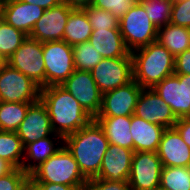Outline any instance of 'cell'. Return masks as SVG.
Here are the masks:
<instances>
[{
  "label": "cell",
  "mask_w": 190,
  "mask_h": 190,
  "mask_svg": "<svg viewBox=\"0 0 190 190\" xmlns=\"http://www.w3.org/2000/svg\"><path fill=\"white\" fill-rule=\"evenodd\" d=\"M40 100L47 108L53 132L63 138L75 133L93 120L61 85L41 88Z\"/></svg>",
  "instance_id": "6da1fadb"
},
{
  "label": "cell",
  "mask_w": 190,
  "mask_h": 190,
  "mask_svg": "<svg viewBox=\"0 0 190 190\" xmlns=\"http://www.w3.org/2000/svg\"><path fill=\"white\" fill-rule=\"evenodd\" d=\"M63 144L87 179L95 178L99 174L109 142L95 119L75 133L65 136Z\"/></svg>",
  "instance_id": "7a4b0ae2"
},
{
  "label": "cell",
  "mask_w": 190,
  "mask_h": 190,
  "mask_svg": "<svg viewBox=\"0 0 190 190\" xmlns=\"http://www.w3.org/2000/svg\"><path fill=\"white\" fill-rule=\"evenodd\" d=\"M133 79L142 88H154L167 76L174 74L175 57L157 41L130 52Z\"/></svg>",
  "instance_id": "3957f363"
},
{
  "label": "cell",
  "mask_w": 190,
  "mask_h": 190,
  "mask_svg": "<svg viewBox=\"0 0 190 190\" xmlns=\"http://www.w3.org/2000/svg\"><path fill=\"white\" fill-rule=\"evenodd\" d=\"M88 179L82 174L72 154L62 148L29 174V183H53L84 187Z\"/></svg>",
  "instance_id": "277c9868"
},
{
  "label": "cell",
  "mask_w": 190,
  "mask_h": 190,
  "mask_svg": "<svg viewBox=\"0 0 190 190\" xmlns=\"http://www.w3.org/2000/svg\"><path fill=\"white\" fill-rule=\"evenodd\" d=\"M119 29L126 48L131 52L156 41L158 29L138 1L119 19Z\"/></svg>",
  "instance_id": "5b68a950"
},
{
  "label": "cell",
  "mask_w": 190,
  "mask_h": 190,
  "mask_svg": "<svg viewBox=\"0 0 190 190\" xmlns=\"http://www.w3.org/2000/svg\"><path fill=\"white\" fill-rule=\"evenodd\" d=\"M45 87L61 85L74 72L73 47L63 40L42 43Z\"/></svg>",
  "instance_id": "8992f818"
},
{
  "label": "cell",
  "mask_w": 190,
  "mask_h": 190,
  "mask_svg": "<svg viewBox=\"0 0 190 190\" xmlns=\"http://www.w3.org/2000/svg\"><path fill=\"white\" fill-rule=\"evenodd\" d=\"M41 87L19 70L5 64L0 68V101L35 103Z\"/></svg>",
  "instance_id": "52a82bcc"
},
{
  "label": "cell",
  "mask_w": 190,
  "mask_h": 190,
  "mask_svg": "<svg viewBox=\"0 0 190 190\" xmlns=\"http://www.w3.org/2000/svg\"><path fill=\"white\" fill-rule=\"evenodd\" d=\"M91 74L102 94L130 83L134 80L131 53L125 57L103 58Z\"/></svg>",
  "instance_id": "ba28073f"
},
{
  "label": "cell",
  "mask_w": 190,
  "mask_h": 190,
  "mask_svg": "<svg viewBox=\"0 0 190 190\" xmlns=\"http://www.w3.org/2000/svg\"><path fill=\"white\" fill-rule=\"evenodd\" d=\"M6 63L32 79L41 88L45 87V61L42 43L38 40L28 36Z\"/></svg>",
  "instance_id": "9c48e42d"
},
{
  "label": "cell",
  "mask_w": 190,
  "mask_h": 190,
  "mask_svg": "<svg viewBox=\"0 0 190 190\" xmlns=\"http://www.w3.org/2000/svg\"><path fill=\"white\" fill-rule=\"evenodd\" d=\"M153 90L170 106L177 119L190 117V74H172Z\"/></svg>",
  "instance_id": "30bf717a"
},
{
  "label": "cell",
  "mask_w": 190,
  "mask_h": 190,
  "mask_svg": "<svg viewBox=\"0 0 190 190\" xmlns=\"http://www.w3.org/2000/svg\"><path fill=\"white\" fill-rule=\"evenodd\" d=\"M61 86L66 89L95 119L102 105V93L95 83L91 71L74 70Z\"/></svg>",
  "instance_id": "8fae6325"
},
{
  "label": "cell",
  "mask_w": 190,
  "mask_h": 190,
  "mask_svg": "<svg viewBox=\"0 0 190 190\" xmlns=\"http://www.w3.org/2000/svg\"><path fill=\"white\" fill-rule=\"evenodd\" d=\"M162 161L157 152H134L128 182L132 190H153L160 185Z\"/></svg>",
  "instance_id": "7c38bea8"
},
{
  "label": "cell",
  "mask_w": 190,
  "mask_h": 190,
  "mask_svg": "<svg viewBox=\"0 0 190 190\" xmlns=\"http://www.w3.org/2000/svg\"><path fill=\"white\" fill-rule=\"evenodd\" d=\"M142 87L135 80L102 94V105L97 117L132 116Z\"/></svg>",
  "instance_id": "4fadbf2b"
},
{
  "label": "cell",
  "mask_w": 190,
  "mask_h": 190,
  "mask_svg": "<svg viewBox=\"0 0 190 190\" xmlns=\"http://www.w3.org/2000/svg\"><path fill=\"white\" fill-rule=\"evenodd\" d=\"M134 115L166 129L174 128L178 121L170 106L152 88H142Z\"/></svg>",
  "instance_id": "5bb4252c"
},
{
  "label": "cell",
  "mask_w": 190,
  "mask_h": 190,
  "mask_svg": "<svg viewBox=\"0 0 190 190\" xmlns=\"http://www.w3.org/2000/svg\"><path fill=\"white\" fill-rule=\"evenodd\" d=\"M73 9L66 2H61L45 10L32 28L29 37L41 43L63 40L64 28Z\"/></svg>",
  "instance_id": "9a60e30c"
},
{
  "label": "cell",
  "mask_w": 190,
  "mask_h": 190,
  "mask_svg": "<svg viewBox=\"0 0 190 190\" xmlns=\"http://www.w3.org/2000/svg\"><path fill=\"white\" fill-rule=\"evenodd\" d=\"M44 12V8L20 0H5L0 3V18L27 36Z\"/></svg>",
  "instance_id": "2e32d148"
},
{
  "label": "cell",
  "mask_w": 190,
  "mask_h": 190,
  "mask_svg": "<svg viewBox=\"0 0 190 190\" xmlns=\"http://www.w3.org/2000/svg\"><path fill=\"white\" fill-rule=\"evenodd\" d=\"M16 133L24 147L37 139L52 136L54 132L51 127L50 117L46 106L41 100L29 106L26 117Z\"/></svg>",
  "instance_id": "e0dca14e"
},
{
  "label": "cell",
  "mask_w": 190,
  "mask_h": 190,
  "mask_svg": "<svg viewBox=\"0 0 190 190\" xmlns=\"http://www.w3.org/2000/svg\"><path fill=\"white\" fill-rule=\"evenodd\" d=\"M133 155V150L109 143L95 178L111 182L128 181Z\"/></svg>",
  "instance_id": "ac0fdd59"
},
{
  "label": "cell",
  "mask_w": 190,
  "mask_h": 190,
  "mask_svg": "<svg viewBox=\"0 0 190 190\" xmlns=\"http://www.w3.org/2000/svg\"><path fill=\"white\" fill-rule=\"evenodd\" d=\"M163 167H188L190 147L175 128L165 129L157 150Z\"/></svg>",
  "instance_id": "d6986e66"
},
{
  "label": "cell",
  "mask_w": 190,
  "mask_h": 190,
  "mask_svg": "<svg viewBox=\"0 0 190 190\" xmlns=\"http://www.w3.org/2000/svg\"><path fill=\"white\" fill-rule=\"evenodd\" d=\"M165 129L133 114L130 129L133 138V151L157 152Z\"/></svg>",
  "instance_id": "ffe728a7"
},
{
  "label": "cell",
  "mask_w": 190,
  "mask_h": 190,
  "mask_svg": "<svg viewBox=\"0 0 190 190\" xmlns=\"http://www.w3.org/2000/svg\"><path fill=\"white\" fill-rule=\"evenodd\" d=\"M89 42L103 58L125 57L130 52L124 44L120 29L92 30Z\"/></svg>",
  "instance_id": "44dd1931"
},
{
  "label": "cell",
  "mask_w": 190,
  "mask_h": 190,
  "mask_svg": "<svg viewBox=\"0 0 190 190\" xmlns=\"http://www.w3.org/2000/svg\"><path fill=\"white\" fill-rule=\"evenodd\" d=\"M110 144L133 150L131 116L96 117Z\"/></svg>",
  "instance_id": "7402d4cb"
},
{
  "label": "cell",
  "mask_w": 190,
  "mask_h": 190,
  "mask_svg": "<svg viewBox=\"0 0 190 190\" xmlns=\"http://www.w3.org/2000/svg\"><path fill=\"white\" fill-rule=\"evenodd\" d=\"M53 137L52 139L50 138V136L43 139H37L24 147L25 158L23 160L22 169L26 173L30 174L36 167H38L41 163L45 162L62 148L64 138L56 133H53ZM53 139H59L58 141H60L61 139V146L58 145L57 147H55L56 145ZM25 152L27 154H25ZM29 160H33L34 162L32 163Z\"/></svg>",
  "instance_id": "603a6c76"
},
{
  "label": "cell",
  "mask_w": 190,
  "mask_h": 190,
  "mask_svg": "<svg viewBox=\"0 0 190 190\" xmlns=\"http://www.w3.org/2000/svg\"><path fill=\"white\" fill-rule=\"evenodd\" d=\"M156 41L176 57L190 48V34L186 27L168 23L158 28Z\"/></svg>",
  "instance_id": "cb8c5ba5"
},
{
  "label": "cell",
  "mask_w": 190,
  "mask_h": 190,
  "mask_svg": "<svg viewBox=\"0 0 190 190\" xmlns=\"http://www.w3.org/2000/svg\"><path fill=\"white\" fill-rule=\"evenodd\" d=\"M92 27L83 9L74 8L67 19L64 28L63 41L75 46L89 41Z\"/></svg>",
  "instance_id": "d4e9b609"
},
{
  "label": "cell",
  "mask_w": 190,
  "mask_h": 190,
  "mask_svg": "<svg viewBox=\"0 0 190 190\" xmlns=\"http://www.w3.org/2000/svg\"><path fill=\"white\" fill-rule=\"evenodd\" d=\"M31 104L0 101V130L16 132Z\"/></svg>",
  "instance_id": "484cf974"
},
{
  "label": "cell",
  "mask_w": 190,
  "mask_h": 190,
  "mask_svg": "<svg viewBox=\"0 0 190 190\" xmlns=\"http://www.w3.org/2000/svg\"><path fill=\"white\" fill-rule=\"evenodd\" d=\"M24 146L16 132L0 130V158L9 162L14 168H21Z\"/></svg>",
  "instance_id": "4316f807"
},
{
  "label": "cell",
  "mask_w": 190,
  "mask_h": 190,
  "mask_svg": "<svg viewBox=\"0 0 190 190\" xmlns=\"http://www.w3.org/2000/svg\"><path fill=\"white\" fill-rule=\"evenodd\" d=\"M28 36L0 18V54L7 60Z\"/></svg>",
  "instance_id": "83f0119b"
},
{
  "label": "cell",
  "mask_w": 190,
  "mask_h": 190,
  "mask_svg": "<svg viewBox=\"0 0 190 190\" xmlns=\"http://www.w3.org/2000/svg\"><path fill=\"white\" fill-rule=\"evenodd\" d=\"M144 7L148 18L158 29L170 23L172 0H138Z\"/></svg>",
  "instance_id": "f1b7e54d"
},
{
  "label": "cell",
  "mask_w": 190,
  "mask_h": 190,
  "mask_svg": "<svg viewBox=\"0 0 190 190\" xmlns=\"http://www.w3.org/2000/svg\"><path fill=\"white\" fill-rule=\"evenodd\" d=\"M160 186L168 190H190L188 167H163Z\"/></svg>",
  "instance_id": "f546056e"
},
{
  "label": "cell",
  "mask_w": 190,
  "mask_h": 190,
  "mask_svg": "<svg viewBox=\"0 0 190 190\" xmlns=\"http://www.w3.org/2000/svg\"><path fill=\"white\" fill-rule=\"evenodd\" d=\"M72 47L75 70L91 71L103 59L89 41Z\"/></svg>",
  "instance_id": "4dcf8cb0"
},
{
  "label": "cell",
  "mask_w": 190,
  "mask_h": 190,
  "mask_svg": "<svg viewBox=\"0 0 190 190\" xmlns=\"http://www.w3.org/2000/svg\"><path fill=\"white\" fill-rule=\"evenodd\" d=\"M91 24L92 30L96 29H119V19L111 12L98 9L94 6H87L82 8Z\"/></svg>",
  "instance_id": "1f68e13d"
},
{
  "label": "cell",
  "mask_w": 190,
  "mask_h": 190,
  "mask_svg": "<svg viewBox=\"0 0 190 190\" xmlns=\"http://www.w3.org/2000/svg\"><path fill=\"white\" fill-rule=\"evenodd\" d=\"M29 183V174L21 168H14L0 177V190H23Z\"/></svg>",
  "instance_id": "d6a6232c"
},
{
  "label": "cell",
  "mask_w": 190,
  "mask_h": 190,
  "mask_svg": "<svg viewBox=\"0 0 190 190\" xmlns=\"http://www.w3.org/2000/svg\"><path fill=\"white\" fill-rule=\"evenodd\" d=\"M138 0H93L91 6L111 12L116 18L124 16Z\"/></svg>",
  "instance_id": "836d02e7"
},
{
  "label": "cell",
  "mask_w": 190,
  "mask_h": 190,
  "mask_svg": "<svg viewBox=\"0 0 190 190\" xmlns=\"http://www.w3.org/2000/svg\"><path fill=\"white\" fill-rule=\"evenodd\" d=\"M170 23L190 27V0H173Z\"/></svg>",
  "instance_id": "e575fe53"
},
{
  "label": "cell",
  "mask_w": 190,
  "mask_h": 190,
  "mask_svg": "<svg viewBox=\"0 0 190 190\" xmlns=\"http://www.w3.org/2000/svg\"><path fill=\"white\" fill-rule=\"evenodd\" d=\"M83 190H132L128 181L111 182L99 178L88 179Z\"/></svg>",
  "instance_id": "d590c367"
},
{
  "label": "cell",
  "mask_w": 190,
  "mask_h": 190,
  "mask_svg": "<svg viewBox=\"0 0 190 190\" xmlns=\"http://www.w3.org/2000/svg\"><path fill=\"white\" fill-rule=\"evenodd\" d=\"M175 74H190V48L175 57Z\"/></svg>",
  "instance_id": "8d00e7d4"
},
{
  "label": "cell",
  "mask_w": 190,
  "mask_h": 190,
  "mask_svg": "<svg viewBox=\"0 0 190 190\" xmlns=\"http://www.w3.org/2000/svg\"><path fill=\"white\" fill-rule=\"evenodd\" d=\"M174 128L181 135L182 140L190 147V117L178 119Z\"/></svg>",
  "instance_id": "74e56055"
},
{
  "label": "cell",
  "mask_w": 190,
  "mask_h": 190,
  "mask_svg": "<svg viewBox=\"0 0 190 190\" xmlns=\"http://www.w3.org/2000/svg\"><path fill=\"white\" fill-rule=\"evenodd\" d=\"M35 190H83L84 187H75L53 183H30Z\"/></svg>",
  "instance_id": "f35d334b"
},
{
  "label": "cell",
  "mask_w": 190,
  "mask_h": 190,
  "mask_svg": "<svg viewBox=\"0 0 190 190\" xmlns=\"http://www.w3.org/2000/svg\"><path fill=\"white\" fill-rule=\"evenodd\" d=\"M28 4H33L44 8L45 10L50 9L62 2V0H20Z\"/></svg>",
  "instance_id": "ab89813d"
},
{
  "label": "cell",
  "mask_w": 190,
  "mask_h": 190,
  "mask_svg": "<svg viewBox=\"0 0 190 190\" xmlns=\"http://www.w3.org/2000/svg\"><path fill=\"white\" fill-rule=\"evenodd\" d=\"M66 2L72 8L82 9L83 7L90 6L93 0H62Z\"/></svg>",
  "instance_id": "60d3db41"
},
{
  "label": "cell",
  "mask_w": 190,
  "mask_h": 190,
  "mask_svg": "<svg viewBox=\"0 0 190 190\" xmlns=\"http://www.w3.org/2000/svg\"><path fill=\"white\" fill-rule=\"evenodd\" d=\"M14 167L4 159L0 158V177L8 174Z\"/></svg>",
  "instance_id": "b9f144b4"
},
{
  "label": "cell",
  "mask_w": 190,
  "mask_h": 190,
  "mask_svg": "<svg viewBox=\"0 0 190 190\" xmlns=\"http://www.w3.org/2000/svg\"><path fill=\"white\" fill-rule=\"evenodd\" d=\"M6 64V59L0 54V68Z\"/></svg>",
  "instance_id": "7bdbcfd3"
},
{
  "label": "cell",
  "mask_w": 190,
  "mask_h": 190,
  "mask_svg": "<svg viewBox=\"0 0 190 190\" xmlns=\"http://www.w3.org/2000/svg\"><path fill=\"white\" fill-rule=\"evenodd\" d=\"M23 190H35V188L30 183H28Z\"/></svg>",
  "instance_id": "ee69618b"
},
{
  "label": "cell",
  "mask_w": 190,
  "mask_h": 190,
  "mask_svg": "<svg viewBox=\"0 0 190 190\" xmlns=\"http://www.w3.org/2000/svg\"><path fill=\"white\" fill-rule=\"evenodd\" d=\"M153 190H168V189H166V188H164V187L158 185V186H157L155 189H153Z\"/></svg>",
  "instance_id": "f6af8a7d"
}]
</instances>
